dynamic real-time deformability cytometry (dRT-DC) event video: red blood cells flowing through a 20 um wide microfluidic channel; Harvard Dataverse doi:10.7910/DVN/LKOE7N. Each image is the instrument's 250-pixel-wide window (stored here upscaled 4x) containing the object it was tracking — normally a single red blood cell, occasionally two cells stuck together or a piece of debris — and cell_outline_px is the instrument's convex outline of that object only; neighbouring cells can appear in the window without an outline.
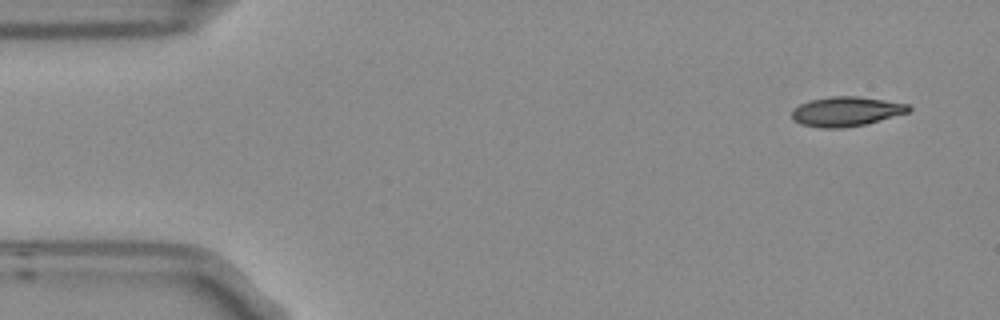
{"species": "Egyptian fruit bat (a non-hibernating species)", "species_latin": "Rousettus aegyptiacus", "temperature_condition": "room temperature", "stored_images_in_passage": 4, "camera_frame_rate_fps": 3000, "um_per_image_px": 0.085, "frame": {"image": 1, "passage_image": 1, "time_ms": 0.0, "image_size_px": [1000, 320], "cell_outline_px": [[912, 108], [908, 112], [864, 124], [840, 128], [820, 128], [804, 124], [796, 120], [792, 116], [792, 108], [808, 100], [832, 96], [856, 96], [884, 100], [908, 104]], "centroid_in_image_um": [71.9, 9.46], "position_along_channel_um": 13.1, "area_um2": 19.83}}
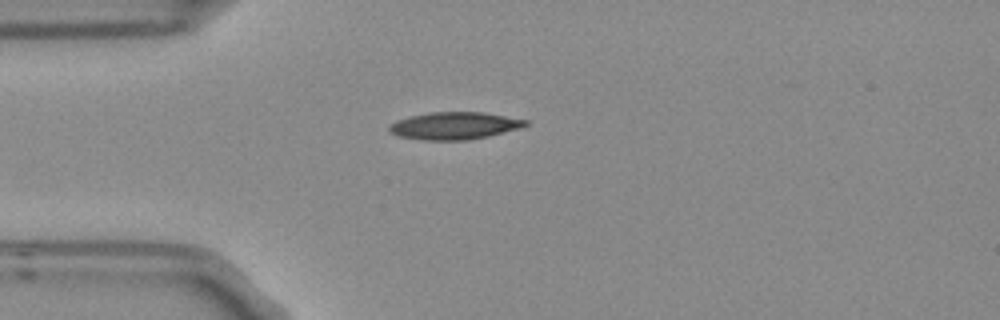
{"frame": {"image": 2, "passage_image": 4, "time_ms": 1.0, "image_size_px": [1000, 320], "cell_outline_px": [[528, 124], [520, 128], [488, 136], [468, 140], [424, 140], [400, 136], [392, 132], [388, 128], [388, 124], [396, 120], [408, 116], [428, 112], [484, 112], [528, 120]], "centroid_in_image_um": [38.61, 10.67], "position_along_channel_um": 46.4, "area_um2": 21.73}}